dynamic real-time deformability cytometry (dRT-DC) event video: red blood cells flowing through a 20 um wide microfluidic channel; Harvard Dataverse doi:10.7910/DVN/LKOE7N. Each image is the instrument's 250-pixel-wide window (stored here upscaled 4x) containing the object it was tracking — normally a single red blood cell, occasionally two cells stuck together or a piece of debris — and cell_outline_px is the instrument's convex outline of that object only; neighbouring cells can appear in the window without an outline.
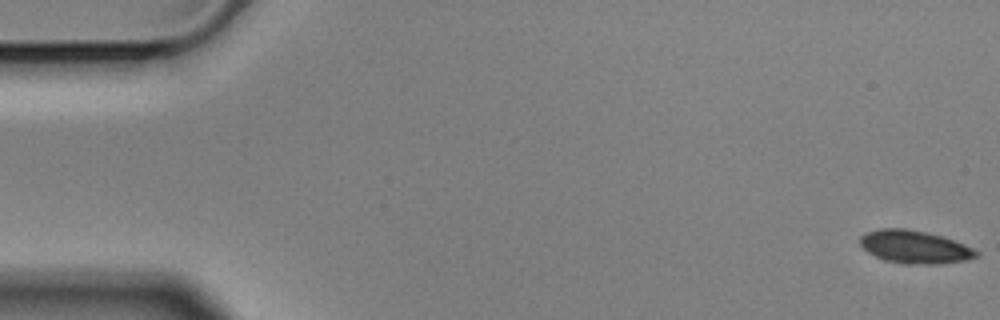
{"species": "Egyptian fruit bat (a non-hibernating species)", "species_latin": "Rousettus aegyptiacus", "temperature_condition": "cold", "stored_images_in_passage": 57, "camera_frame_rate_fps": 3000, "um_per_image_px": 0.085, "animal": {"sex": "male"}, "frame": {"image": 1, "passage_image": 1, "time_ms": 0.0, "image_size_px": [1000, 320], "cell_outline_px": [[980, 256], [964, 260], [940, 264], [904, 264], [884, 260], [868, 252], [860, 244], [860, 236], [864, 232], [880, 228], [904, 228], [944, 236], [964, 244], [980, 252]], "centroid_in_image_um": [77.75, 20.99], "position_along_channel_um": 7.3, "area_um2": 22.43}}
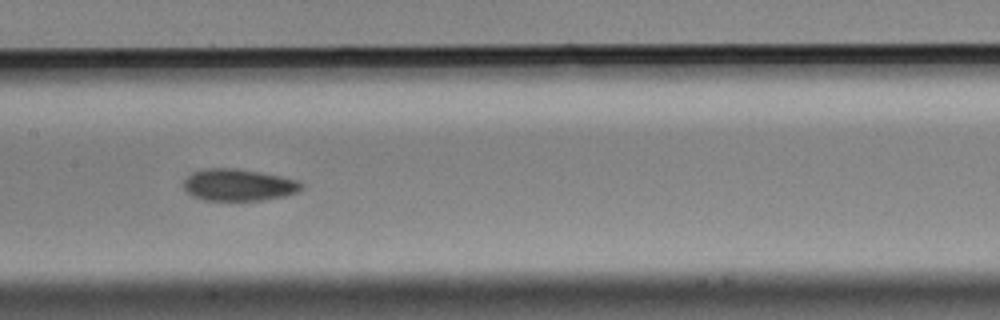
{"frame": {"image": 2, "passage_image": 28, "time_ms": 9.0, "image_size_px": [1000, 320], "cell_outline_px": [[304, 184], [296, 192], [284, 196], [260, 200], [204, 200], [192, 196], [184, 192], [184, 180], [192, 172], [204, 168], [240, 168], [280, 176], [296, 180]], "centroid_in_image_um": [20.22, 15.71], "position_along_channel_um": 187.2, "area_um2": 21.91}}
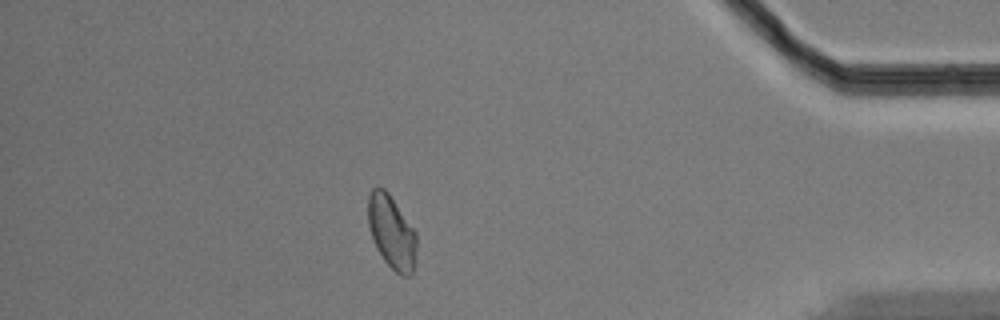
{"frame": {"image": 3, "passage_image": 50, "time_ms": 16.333, "image_size_px": [1000, 320], "cell_outline_px": [[416, 264], [412, 276], [400, 276], [384, 260], [376, 248], [368, 224], [368, 196], [372, 188], [376, 184], [384, 188], [388, 192], [416, 232]], "centroid_in_image_um": [33.3, 19.73], "position_along_channel_um": 401.9, "area_um2": 20.98}, "authors_computed_cell_mechanics": {"area_um2": 21.8484, "velocity_mm_per_s": 3.5058, "shape_relaxation_time_tau1_ms": 10.278, "shape_relaxation_time_tau2_ms": 4.6223, "deformation_change_tau1": 0.1452, "deformation_change_tau2": 0.0789}}